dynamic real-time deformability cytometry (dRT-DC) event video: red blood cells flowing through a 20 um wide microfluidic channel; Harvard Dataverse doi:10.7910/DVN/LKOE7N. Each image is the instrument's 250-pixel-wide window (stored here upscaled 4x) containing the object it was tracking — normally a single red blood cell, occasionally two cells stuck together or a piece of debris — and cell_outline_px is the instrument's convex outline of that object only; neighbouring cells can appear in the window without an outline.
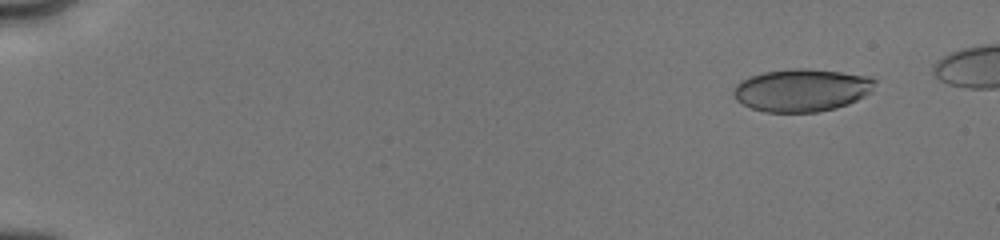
{"species": "human", "species_latin": "Homo sapiens", "temperature_condition": "cold", "stored_images_in_passage": 13, "camera_frame_rate_fps": 3000, "um_per_image_px": 0.085, "donor": {"sex": "male"}, "frame": {"image": 1, "passage_image": 3, "time_ms": 1.333, "image_size_px": [1000, 240], "cell_outline_px": [[876, 80], [872, 92], [848, 104], [836, 108], [816, 112], [764, 112], [752, 108], [736, 100], [732, 92], [732, 88], [740, 80], [764, 72], [792, 68], [808, 68], [840, 72], [868, 76]], "centroid_in_image_um": [68.13, 7.66], "position_along_channel_um": 16.9, "area_um2": 35.26}}
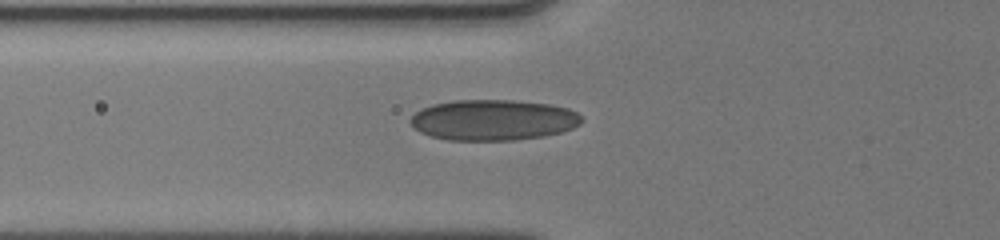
{"frame": {"image": 2, "passage_image": 11, "time_ms": 6.667, "image_size_px": [1000, 240], "cell_outline_px": [[584, 120], [580, 124], [572, 128], [560, 132], [544, 136], [512, 140], [448, 140], [432, 136], [420, 132], [408, 120], [416, 112], [432, 104], [456, 100], [512, 100], [548, 104], [568, 108], [576, 112]], "centroid_in_image_um": [41.93, 10.2], "position_along_channel_um": 83.9, "area_um2": 40.46}}
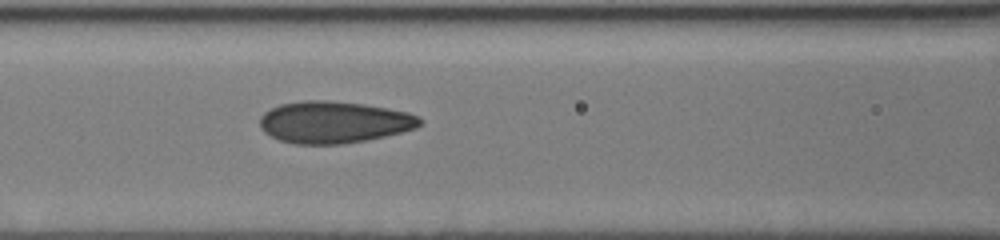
{"frame": {"image": 3, "passage_image": 13, "time_ms": 8.0, "image_size_px": [1000, 240], "cell_outline_px": [[424, 120], [416, 128], [384, 136], [364, 140], [340, 144], [296, 144], [280, 140], [264, 132], [260, 128], [260, 116], [264, 112], [280, 104], [304, 100], [328, 100], [364, 104], [388, 108], [408, 112], [420, 116]], "centroid_in_image_um": [28.38, 10.37], "position_along_channel_um": 138.2, "area_um2": 39.02}}